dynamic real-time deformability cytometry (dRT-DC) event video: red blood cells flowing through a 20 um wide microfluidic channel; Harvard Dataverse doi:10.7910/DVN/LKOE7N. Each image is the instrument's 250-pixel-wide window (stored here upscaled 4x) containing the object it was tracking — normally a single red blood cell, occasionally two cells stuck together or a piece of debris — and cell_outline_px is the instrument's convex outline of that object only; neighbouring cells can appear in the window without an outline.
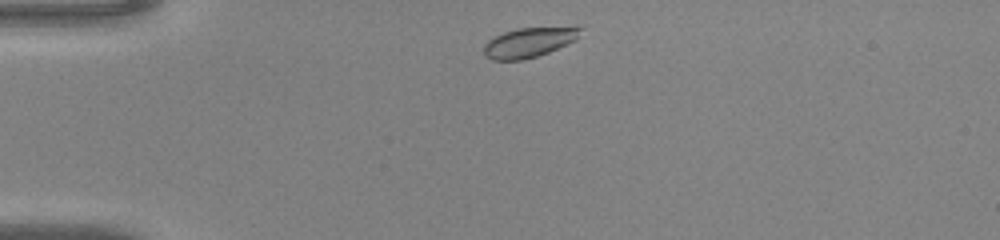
{"species": "common noctule bat (a hibernating species)", "species_latin": "Nyctalus noctula", "temperature_condition": "warm", "stored_images_in_passage": 38, "camera_frame_rate_fps": 3000, "um_per_image_px": 0.085, "animal": {"sex": "male", "body_mass_g": 20.0, "forearm_length_mm": 53.3}, "frame": {"image": 1, "passage_image": 2, "time_ms": 0.333, "image_size_px": [1000, 240], "cell_outline_px": [[584, 24], [576, 40], [548, 52], [536, 56], [520, 60], [492, 60], [484, 56], [484, 44], [488, 40], [504, 32], [516, 28], [580, 24]], "centroid_in_image_um": [45.05, 3.54], "position_along_channel_um": 40.0, "area_um2": 17.34}}
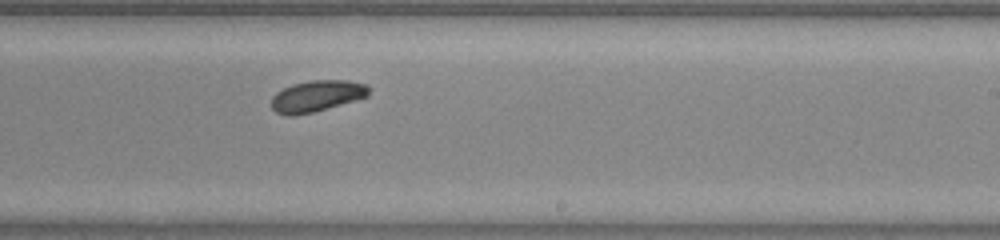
{"frame": {"image": 2, "passage_image": 20, "time_ms": 6.333, "image_size_px": [1000, 240], "cell_outline_px": [[368, 96], [312, 112], [292, 116], [288, 116], [276, 112], [272, 108], [272, 96], [276, 92], [292, 84], [308, 80], [348, 80], [368, 84]], "centroid_in_image_um": [26.9, 8.14], "position_along_channel_um": 262.1, "area_um2": 17.63}}
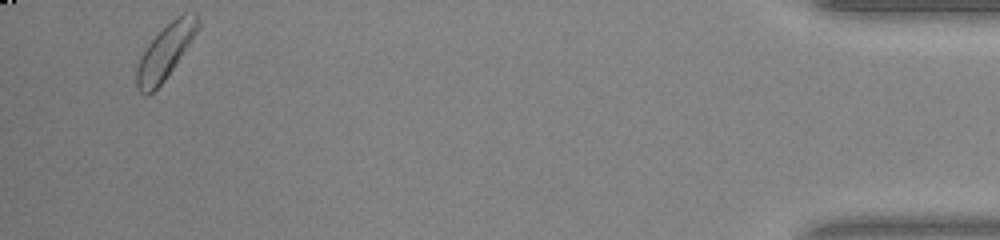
{"frame": {"image": 3, "passage_image": 36, "time_ms": 11.667, "image_size_px": [1000, 240], "cell_outline_px": [[200, 28], [164, 80], [148, 96], [144, 96], [136, 88], [136, 68], [148, 44], [176, 16], [184, 12], [196, 12], [200, 24]], "centroid_in_image_um": [14.06, 4.39], "position_along_channel_um": 421.1, "area_um2": 19.02}}